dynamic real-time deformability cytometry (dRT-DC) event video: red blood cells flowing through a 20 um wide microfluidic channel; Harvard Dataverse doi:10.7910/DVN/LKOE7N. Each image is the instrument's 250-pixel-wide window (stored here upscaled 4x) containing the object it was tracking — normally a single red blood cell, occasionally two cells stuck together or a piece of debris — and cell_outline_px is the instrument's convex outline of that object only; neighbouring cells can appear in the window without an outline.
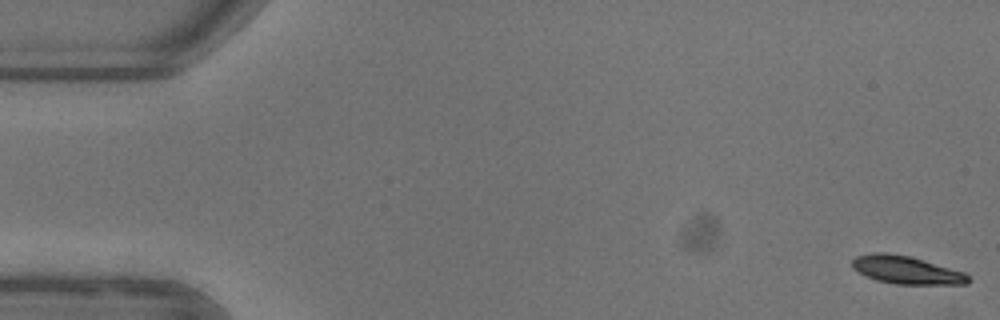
{"species": "common noctule bat (a hibernating species)", "species_latin": "Nyctalus noctula", "temperature_condition": "warm", "stored_images_in_passage": 53, "camera_frame_rate_fps": 3000, "um_per_image_px": 0.085, "animal": {"sex": "female"}, "frame": {"image": 1, "passage_image": 1, "time_ms": 0.0, "image_size_px": [1000, 320], "cell_outline_px": [[972, 280], [968, 284], [896, 284], [876, 280], [864, 276], [852, 268], [852, 260], [856, 256], [872, 252], [888, 252], [912, 256], [964, 272]], "centroid_in_image_um": [77.02, 22.94], "position_along_channel_um": 8.0, "area_um2": 19.19}}
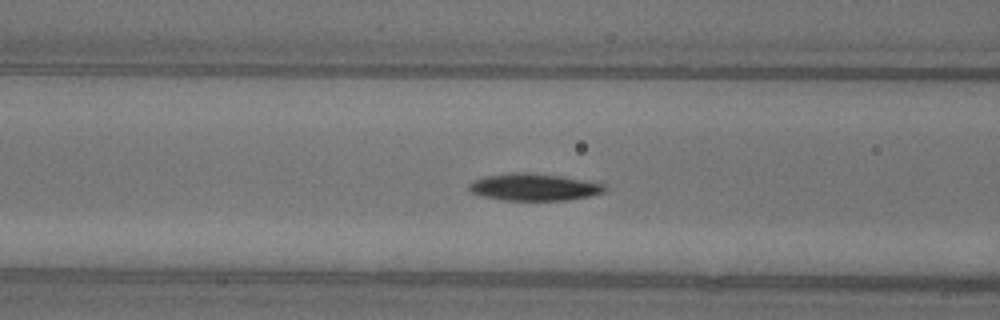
{"frame": {"image": 2, "passage_image": 21, "time_ms": 6.667, "image_size_px": [1000, 320], "cell_outline_px": [[608, 188], [604, 192], [588, 196], [568, 200], [500, 200], [480, 196], [472, 192], [468, 188], [468, 184], [484, 176], [516, 172], [524, 172], [560, 176], [604, 184]], "centroid_in_image_um": [45.36, 15.91], "position_along_channel_um": 121.2, "area_um2": 21.27}}
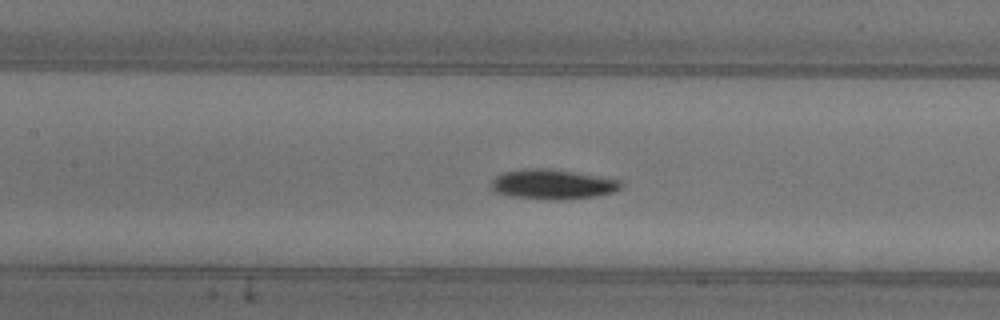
{"frame": {"image": 3, "passage_image": 24, "time_ms": 7.667, "image_size_px": [1000, 320], "cell_outline_px": [[620, 188], [612, 192], [592, 196], [556, 200], [552, 200], [508, 196], [496, 192], [488, 188], [488, 184], [496, 176], [504, 172], [524, 168], [552, 168], [620, 180]], "centroid_in_image_um": [46.86, 15.65], "position_along_channel_um": 160.5, "area_um2": 22.54}, "authors_computed_cell_mechanics": {"area_um2": 20.0566, "velocity_mm_per_s": 3.9093, "shape_relaxation_time_tau1_ms": 2.7669, "shape_relaxation_time_tau2_ms": null, "deformation_change_tau1": 0.1383, "deformation_change_tau2": null}}